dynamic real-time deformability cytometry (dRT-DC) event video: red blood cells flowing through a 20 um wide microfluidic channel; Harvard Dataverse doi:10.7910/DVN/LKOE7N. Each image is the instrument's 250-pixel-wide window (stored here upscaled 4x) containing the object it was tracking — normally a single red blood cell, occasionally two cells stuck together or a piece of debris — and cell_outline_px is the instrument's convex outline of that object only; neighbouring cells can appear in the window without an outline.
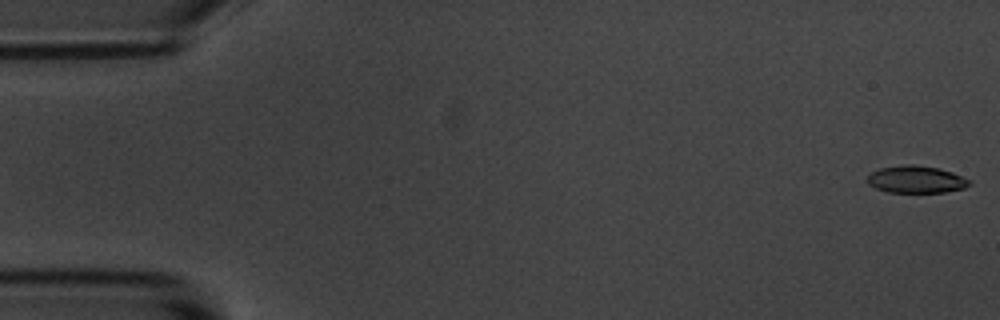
{"species": "common noctule bat (a hibernating species)", "species_latin": "Nyctalus noctula", "temperature_condition": "room temperature", "stored_images_in_passage": 5, "camera_frame_rate_fps": 3000, "um_per_image_px": 0.085, "animal": {"sex": "male", "body_mass_g": 20.1, "forearm_length_mm": 53.5}, "frame": {"image": 1, "passage_image": 1, "time_ms": 0.0, "image_size_px": [1000, 320], "cell_outline_px": [[972, 184], [964, 188], [944, 192], [888, 192], [876, 188], [868, 184], [868, 176], [872, 172], [880, 168], [908, 164], [912, 164], [936, 168], [952, 172], [972, 180]], "centroid_in_image_um": [77.9, 15.25], "position_along_channel_um": 7.1, "area_um2": 16.07}}
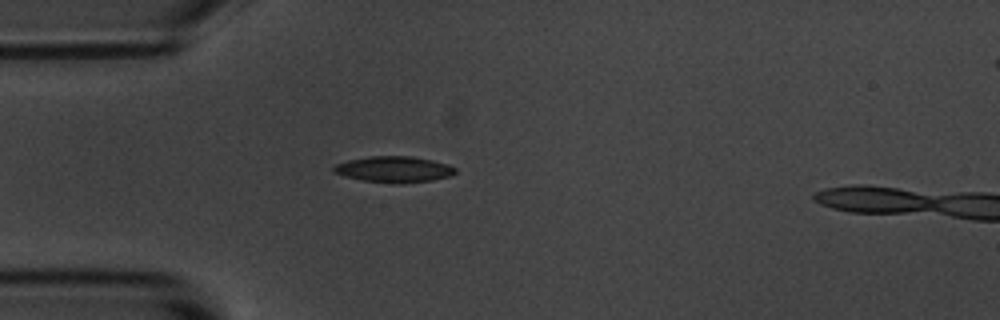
{"frame": {"image": 2, "passage_image": 5, "time_ms": 4.667, "image_size_px": [1000, 320], "cell_outline_px": [[456, 172], [452, 176], [432, 180], [400, 184], [392, 184], [364, 180], [344, 176], [332, 172], [332, 168], [336, 164], [348, 160], [368, 156], [412, 156], [432, 160], [448, 164], [456, 168]], "centroid_in_image_um": [33.5, 14.4], "position_along_channel_um": 51.5, "area_um2": 18.67}}